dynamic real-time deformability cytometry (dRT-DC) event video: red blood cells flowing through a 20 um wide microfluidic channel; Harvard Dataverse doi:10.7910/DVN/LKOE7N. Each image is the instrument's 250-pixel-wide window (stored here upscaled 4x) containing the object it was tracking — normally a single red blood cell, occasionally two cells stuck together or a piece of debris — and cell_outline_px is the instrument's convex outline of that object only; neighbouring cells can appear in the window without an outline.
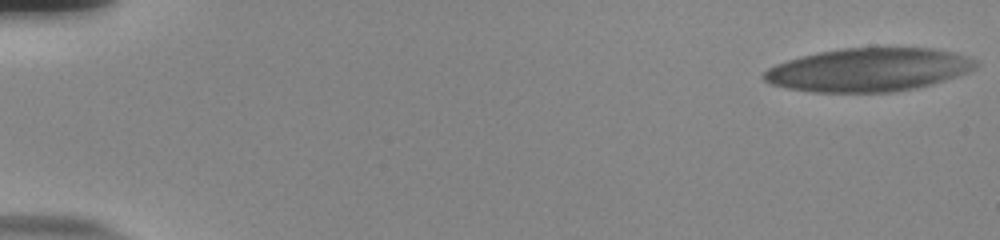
{"species": "human", "species_latin": "Homo sapiens", "temperature_condition": "room temperature", "stored_images_in_passage": 56, "camera_frame_rate_fps": 3000, "um_per_image_px": 0.085, "donor": {"sex": "male"}, "frame": {"image": 1, "passage_image": 1, "time_ms": 0.0, "image_size_px": [1000, 240], "cell_outline_px": [[980, 60], [968, 72], [956, 76], [916, 88], [892, 92], [812, 92], [788, 88], [772, 84], [764, 80], [764, 72], [768, 68], [776, 64], [788, 60], [820, 52], [844, 48], [932, 48], [956, 52]], "centroid_in_image_um": [73.86, 5.93], "position_along_channel_um": 11.1, "area_um2": 53.18}}
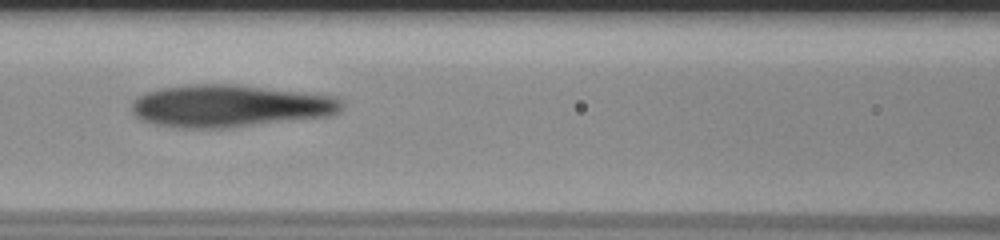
{"frame": {"image": 2, "passage_image": 26, "time_ms": 8.333, "image_size_px": [1000, 240], "cell_outline_px": [[344, 104], [340, 112], [332, 116], [228, 128], [176, 128], [156, 124], [140, 120], [132, 112], [132, 104], [136, 96], [160, 88], [188, 84], [236, 84], [336, 96]], "centroid_in_image_um": [19.54, 9.01], "position_along_channel_um": 147.1, "area_um2": 52.31}}
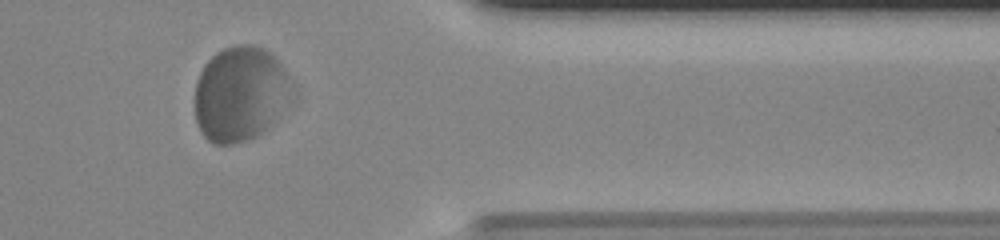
{"frame": {"image": 3, "passage_image": 47, "time_ms": 15.333, "image_size_px": [1000, 240], "cell_outline_px": [[284, 80], [276, 116], [256, 136], [232, 144], [212, 144], [204, 136], [196, 120], [196, 84], [200, 72], [204, 64], [216, 52], [224, 48], [236, 44], [252, 44], [264, 48], [280, 64], [284, 72]], "centroid_in_image_um": [20.22, 7.95], "position_along_channel_um": 391.2, "area_um2": 50.81}}